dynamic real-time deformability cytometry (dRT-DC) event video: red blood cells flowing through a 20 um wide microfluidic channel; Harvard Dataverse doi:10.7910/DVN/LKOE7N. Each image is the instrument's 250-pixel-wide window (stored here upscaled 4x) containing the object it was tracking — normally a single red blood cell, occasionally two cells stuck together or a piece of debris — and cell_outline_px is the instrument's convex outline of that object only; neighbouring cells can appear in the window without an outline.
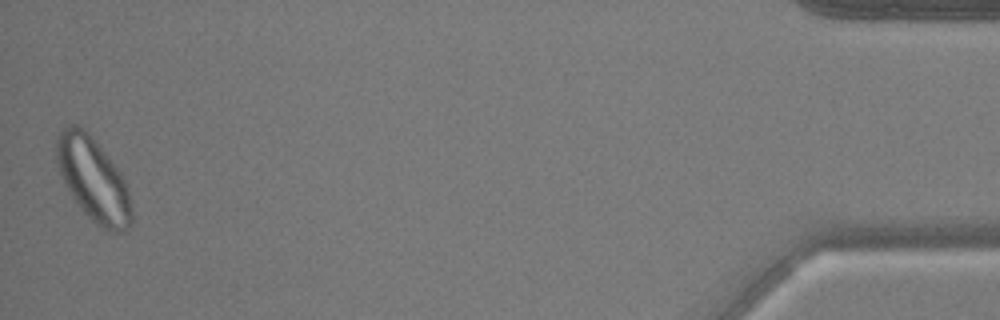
{"species": "common noctule bat (a hibernating species)", "species_latin": "Nyctalus noctula", "temperature_condition": "warm", "stored_images_in_passage": 53, "camera_frame_rate_fps": 3000, "um_per_image_px": 0.085, "animal": {"sex": "male", "body_mass_g": 17.9, "forearm_length_mm": 54.2}, "frame": {"image": 1, "passage_image": 53, "time_ms": 17.333, "image_size_px": [1000, 320], "cell_outline_px": [[132, 220], [124, 232], [108, 232], [96, 224], [84, 212], [72, 196], [64, 184], [60, 176], [56, 160], [56, 140], [60, 132], [64, 128], [72, 124], [76, 124], [84, 128], [88, 132], [120, 172], [128, 188], [132, 204]], "centroid_in_image_um": [7.93, 15.27], "position_along_channel_um": 427.3, "area_um2": 36.47}}